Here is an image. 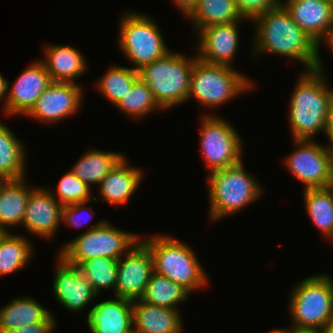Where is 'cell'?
<instances>
[{
  "label": "cell",
  "instance_id": "6da1fadb",
  "mask_svg": "<svg viewBox=\"0 0 333 333\" xmlns=\"http://www.w3.org/2000/svg\"><path fill=\"white\" fill-rule=\"evenodd\" d=\"M255 27L252 55L278 54L299 61L305 71L315 70L320 60L319 45L279 6L251 20Z\"/></svg>",
  "mask_w": 333,
  "mask_h": 333
},
{
  "label": "cell",
  "instance_id": "7a4b0ae2",
  "mask_svg": "<svg viewBox=\"0 0 333 333\" xmlns=\"http://www.w3.org/2000/svg\"><path fill=\"white\" fill-rule=\"evenodd\" d=\"M322 64L320 59L317 69L302 72L295 83L288 115L293 140H312L319 132L324 133L333 89H329Z\"/></svg>",
  "mask_w": 333,
  "mask_h": 333
},
{
  "label": "cell",
  "instance_id": "3957f363",
  "mask_svg": "<svg viewBox=\"0 0 333 333\" xmlns=\"http://www.w3.org/2000/svg\"><path fill=\"white\" fill-rule=\"evenodd\" d=\"M140 237L152 255L154 272L168 277L191 294L209 284L208 274L186 243L163 234Z\"/></svg>",
  "mask_w": 333,
  "mask_h": 333
},
{
  "label": "cell",
  "instance_id": "277c9868",
  "mask_svg": "<svg viewBox=\"0 0 333 333\" xmlns=\"http://www.w3.org/2000/svg\"><path fill=\"white\" fill-rule=\"evenodd\" d=\"M245 170L242 160L237 165L207 174L210 221L233 215L262 196V184Z\"/></svg>",
  "mask_w": 333,
  "mask_h": 333
},
{
  "label": "cell",
  "instance_id": "5b68a950",
  "mask_svg": "<svg viewBox=\"0 0 333 333\" xmlns=\"http://www.w3.org/2000/svg\"><path fill=\"white\" fill-rule=\"evenodd\" d=\"M196 59L197 54L188 57L182 52L169 51L138 70L139 77L151 89L163 111L188 102L191 73Z\"/></svg>",
  "mask_w": 333,
  "mask_h": 333
},
{
  "label": "cell",
  "instance_id": "8992f818",
  "mask_svg": "<svg viewBox=\"0 0 333 333\" xmlns=\"http://www.w3.org/2000/svg\"><path fill=\"white\" fill-rule=\"evenodd\" d=\"M291 327L299 331H324L333 317V278L312 275L299 281L289 293Z\"/></svg>",
  "mask_w": 333,
  "mask_h": 333
},
{
  "label": "cell",
  "instance_id": "52a82bcc",
  "mask_svg": "<svg viewBox=\"0 0 333 333\" xmlns=\"http://www.w3.org/2000/svg\"><path fill=\"white\" fill-rule=\"evenodd\" d=\"M253 82L234 67L210 64L197 58L192 68L188 101L193 97L200 106L216 109L254 89Z\"/></svg>",
  "mask_w": 333,
  "mask_h": 333
},
{
  "label": "cell",
  "instance_id": "ba28073f",
  "mask_svg": "<svg viewBox=\"0 0 333 333\" xmlns=\"http://www.w3.org/2000/svg\"><path fill=\"white\" fill-rule=\"evenodd\" d=\"M109 222L99 220L97 224L62 244L57 254L74 266L96 257L118 260L140 240L141 235L118 229Z\"/></svg>",
  "mask_w": 333,
  "mask_h": 333
},
{
  "label": "cell",
  "instance_id": "9c48e42d",
  "mask_svg": "<svg viewBox=\"0 0 333 333\" xmlns=\"http://www.w3.org/2000/svg\"><path fill=\"white\" fill-rule=\"evenodd\" d=\"M120 18L117 44L134 70L138 71L170 51L160 27L151 16L131 10Z\"/></svg>",
  "mask_w": 333,
  "mask_h": 333
},
{
  "label": "cell",
  "instance_id": "30bf717a",
  "mask_svg": "<svg viewBox=\"0 0 333 333\" xmlns=\"http://www.w3.org/2000/svg\"><path fill=\"white\" fill-rule=\"evenodd\" d=\"M201 119L199 144L208 173L239 164L243 160V141L238 131L212 112Z\"/></svg>",
  "mask_w": 333,
  "mask_h": 333
},
{
  "label": "cell",
  "instance_id": "8fae6325",
  "mask_svg": "<svg viewBox=\"0 0 333 333\" xmlns=\"http://www.w3.org/2000/svg\"><path fill=\"white\" fill-rule=\"evenodd\" d=\"M293 141L297 147L283 161L287 171L303 183V189L327 188L333 179L329 144L323 146L314 139Z\"/></svg>",
  "mask_w": 333,
  "mask_h": 333
},
{
  "label": "cell",
  "instance_id": "7c38bea8",
  "mask_svg": "<svg viewBox=\"0 0 333 333\" xmlns=\"http://www.w3.org/2000/svg\"><path fill=\"white\" fill-rule=\"evenodd\" d=\"M153 258L149 248L139 240L118 259L115 297L130 301L140 300L152 273Z\"/></svg>",
  "mask_w": 333,
  "mask_h": 333
},
{
  "label": "cell",
  "instance_id": "4fadbf2b",
  "mask_svg": "<svg viewBox=\"0 0 333 333\" xmlns=\"http://www.w3.org/2000/svg\"><path fill=\"white\" fill-rule=\"evenodd\" d=\"M78 85L70 82H52L25 116L44 124H56L62 119L74 116L81 109L84 93Z\"/></svg>",
  "mask_w": 333,
  "mask_h": 333
},
{
  "label": "cell",
  "instance_id": "5bb4252c",
  "mask_svg": "<svg viewBox=\"0 0 333 333\" xmlns=\"http://www.w3.org/2000/svg\"><path fill=\"white\" fill-rule=\"evenodd\" d=\"M51 83L50 75L40 59L30 63L11 87L8 82L7 97L2 101L5 115L25 116Z\"/></svg>",
  "mask_w": 333,
  "mask_h": 333
},
{
  "label": "cell",
  "instance_id": "9a60e30c",
  "mask_svg": "<svg viewBox=\"0 0 333 333\" xmlns=\"http://www.w3.org/2000/svg\"><path fill=\"white\" fill-rule=\"evenodd\" d=\"M56 261L58 265L52 283L54 297L72 313L84 310L98 294L78 266L67 263L60 255Z\"/></svg>",
  "mask_w": 333,
  "mask_h": 333
},
{
  "label": "cell",
  "instance_id": "2e32d148",
  "mask_svg": "<svg viewBox=\"0 0 333 333\" xmlns=\"http://www.w3.org/2000/svg\"><path fill=\"white\" fill-rule=\"evenodd\" d=\"M241 22L242 20L200 29L196 36L199 43L195 44L197 58L206 63L233 67L240 43L238 26Z\"/></svg>",
  "mask_w": 333,
  "mask_h": 333
},
{
  "label": "cell",
  "instance_id": "e0dca14e",
  "mask_svg": "<svg viewBox=\"0 0 333 333\" xmlns=\"http://www.w3.org/2000/svg\"><path fill=\"white\" fill-rule=\"evenodd\" d=\"M62 207L48 187L36 186L28 197L21 226L34 236L49 241L56 236L58 228L62 224Z\"/></svg>",
  "mask_w": 333,
  "mask_h": 333
},
{
  "label": "cell",
  "instance_id": "ac0fdd59",
  "mask_svg": "<svg viewBox=\"0 0 333 333\" xmlns=\"http://www.w3.org/2000/svg\"><path fill=\"white\" fill-rule=\"evenodd\" d=\"M285 9L319 46L333 31V5L326 0H296Z\"/></svg>",
  "mask_w": 333,
  "mask_h": 333
},
{
  "label": "cell",
  "instance_id": "d6986e66",
  "mask_svg": "<svg viewBox=\"0 0 333 333\" xmlns=\"http://www.w3.org/2000/svg\"><path fill=\"white\" fill-rule=\"evenodd\" d=\"M114 298L91 307L86 321L92 333H126L133 328L132 301Z\"/></svg>",
  "mask_w": 333,
  "mask_h": 333
},
{
  "label": "cell",
  "instance_id": "ffe728a7",
  "mask_svg": "<svg viewBox=\"0 0 333 333\" xmlns=\"http://www.w3.org/2000/svg\"><path fill=\"white\" fill-rule=\"evenodd\" d=\"M124 156L98 185L102 202L126 204L143 181L141 168L131 167ZM106 200V201H105Z\"/></svg>",
  "mask_w": 333,
  "mask_h": 333
},
{
  "label": "cell",
  "instance_id": "44dd1931",
  "mask_svg": "<svg viewBox=\"0 0 333 333\" xmlns=\"http://www.w3.org/2000/svg\"><path fill=\"white\" fill-rule=\"evenodd\" d=\"M44 58L41 61L46 67L52 82L76 83L87 71V60L84 55L71 45H45Z\"/></svg>",
  "mask_w": 333,
  "mask_h": 333
},
{
  "label": "cell",
  "instance_id": "7402d4cb",
  "mask_svg": "<svg viewBox=\"0 0 333 333\" xmlns=\"http://www.w3.org/2000/svg\"><path fill=\"white\" fill-rule=\"evenodd\" d=\"M133 328L139 333H182L179 310L158 307L141 300L132 302Z\"/></svg>",
  "mask_w": 333,
  "mask_h": 333
},
{
  "label": "cell",
  "instance_id": "603a6c76",
  "mask_svg": "<svg viewBox=\"0 0 333 333\" xmlns=\"http://www.w3.org/2000/svg\"><path fill=\"white\" fill-rule=\"evenodd\" d=\"M35 188L21 179L0 180V226L20 227L30 192Z\"/></svg>",
  "mask_w": 333,
  "mask_h": 333
},
{
  "label": "cell",
  "instance_id": "cb8c5ba5",
  "mask_svg": "<svg viewBox=\"0 0 333 333\" xmlns=\"http://www.w3.org/2000/svg\"><path fill=\"white\" fill-rule=\"evenodd\" d=\"M48 310L34 298H14L0 308V330L20 328L37 322H56V318Z\"/></svg>",
  "mask_w": 333,
  "mask_h": 333
},
{
  "label": "cell",
  "instance_id": "d4e9b609",
  "mask_svg": "<svg viewBox=\"0 0 333 333\" xmlns=\"http://www.w3.org/2000/svg\"><path fill=\"white\" fill-rule=\"evenodd\" d=\"M185 18H189L194 25L195 34L211 25L248 20L239 12L235 0H197L196 6Z\"/></svg>",
  "mask_w": 333,
  "mask_h": 333
},
{
  "label": "cell",
  "instance_id": "484cf974",
  "mask_svg": "<svg viewBox=\"0 0 333 333\" xmlns=\"http://www.w3.org/2000/svg\"><path fill=\"white\" fill-rule=\"evenodd\" d=\"M25 146L0 120V180L26 177Z\"/></svg>",
  "mask_w": 333,
  "mask_h": 333
},
{
  "label": "cell",
  "instance_id": "4316f807",
  "mask_svg": "<svg viewBox=\"0 0 333 333\" xmlns=\"http://www.w3.org/2000/svg\"><path fill=\"white\" fill-rule=\"evenodd\" d=\"M124 157V154L99 149H90L81 156L70 171L89 188L99 185L107 174Z\"/></svg>",
  "mask_w": 333,
  "mask_h": 333
},
{
  "label": "cell",
  "instance_id": "83f0119b",
  "mask_svg": "<svg viewBox=\"0 0 333 333\" xmlns=\"http://www.w3.org/2000/svg\"><path fill=\"white\" fill-rule=\"evenodd\" d=\"M190 293L168 277L153 272L141 301L158 307L179 310L178 305L186 302Z\"/></svg>",
  "mask_w": 333,
  "mask_h": 333
},
{
  "label": "cell",
  "instance_id": "f1b7e54d",
  "mask_svg": "<svg viewBox=\"0 0 333 333\" xmlns=\"http://www.w3.org/2000/svg\"><path fill=\"white\" fill-rule=\"evenodd\" d=\"M307 214L327 238L333 233V195L328 188L303 189Z\"/></svg>",
  "mask_w": 333,
  "mask_h": 333
},
{
  "label": "cell",
  "instance_id": "f546056e",
  "mask_svg": "<svg viewBox=\"0 0 333 333\" xmlns=\"http://www.w3.org/2000/svg\"><path fill=\"white\" fill-rule=\"evenodd\" d=\"M139 78V72L132 67L111 66L95 81L98 93L115 106Z\"/></svg>",
  "mask_w": 333,
  "mask_h": 333
},
{
  "label": "cell",
  "instance_id": "4dcf8cb0",
  "mask_svg": "<svg viewBox=\"0 0 333 333\" xmlns=\"http://www.w3.org/2000/svg\"><path fill=\"white\" fill-rule=\"evenodd\" d=\"M22 234L9 233L0 244V277L24 269L31 260L33 246Z\"/></svg>",
  "mask_w": 333,
  "mask_h": 333
},
{
  "label": "cell",
  "instance_id": "1f68e13d",
  "mask_svg": "<svg viewBox=\"0 0 333 333\" xmlns=\"http://www.w3.org/2000/svg\"><path fill=\"white\" fill-rule=\"evenodd\" d=\"M115 107L134 120L142 119V117L148 116L155 110H163L155 100L151 89L140 77L134 82L131 89L122 96Z\"/></svg>",
  "mask_w": 333,
  "mask_h": 333
},
{
  "label": "cell",
  "instance_id": "d6a6232c",
  "mask_svg": "<svg viewBox=\"0 0 333 333\" xmlns=\"http://www.w3.org/2000/svg\"><path fill=\"white\" fill-rule=\"evenodd\" d=\"M78 267L98 295L103 289H113L115 293L118 260L96 257L83 261Z\"/></svg>",
  "mask_w": 333,
  "mask_h": 333
},
{
  "label": "cell",
  "instance_id": "836d02e7",
  "mask_svg": "<svg viewBox=\"0 0 333 333\" xmlns=\"http://www.w3.org/2000/svg\"><path fill=\"white\" fill-rule=\"evenodd\" d=\"M57 190L48 188L54 198L62 205H69L81 202H96L99 198H91V191L84 182H82L70 170L63 174L58 183ZM55 192V193H54Z\"/></svg>",
  "mask_w": 333,
  "mask_h": 333
},
{
  "label": "cell",
  "instance_id": "e575fe53",
  "mask_svg": "<svg viewBox=\"0 0 333 333\" xmlns=\"http://www.w3.org/2000/svg\"><path fill=\"white\" fill-rule=\"evenodd\" d=\"M89 202L74 203L69 205H64L62 207V217L61 222L66 223L67 226L82 227L88 223V219L91 221L94 216V211L91 207H85L84 205ZM91 208V209H90ZM93 211V212H92ZM89 213V214H88ZM90 215V216H89ZM84 216V217H83Z\"/></svg>",
  "mask_w": 333,
  "mask_h": 333
},
{
  "label": "cell",
  "instance_id": "d590c367",
  "mask_svg": "<svg viewBox=\"0 0 333 333\" xmlns=\"http://www.w3.org/2000/svg\"><path fill=\"white\" fill-rule=\"evenodd\" d=\"M235 2L241 15L249 21L280 6L279 0H235Z\"/></svg>",
  "mask_w": 333,
  "mask_h": 333
},
{
  "label": "cell",
  "instance_id": "8d00e7d4",
  "mask_svg": "<svg viewBox=\"0 0 333 333\" xmlns=\"http://www.w3.org/2000/svg\"><path fill=\"white\" fill-rule=\"evenodd\" d=\"M56 326V322H37L20 328L0 330V333H52Z\"/></svg>",
  "mask_w": 333,
  "mask_h": 333
},
{
  "label": "cell",
  "instance_id": "74e56055",
  "mask_svg": "<svg viewBox=\"0 0 333 333\" xmlns=\"http://www.w3.org/2000/svg\"><path fill=\"white\" fill-rule=\"evenodd\" d=\"M324 134L326 135L327 139L329 140L328 141L330 143L329 147H332L333 146V97L331 99V102H330V105L328 108Z\"/></svg>",
  "mask_w": 333,
  "mask_h": 333
},
{
  "label": "cell",
  "instance_id": "f35d334b",
  "mask_svg": "<svg viewBox=\"0 0 333 333\" xmlns=\"http://www.w3.org/2000/svg\"><path fill=\"white\" fill-rule=\"evenodd\" d=\"M178 10L186 17L196 6L197 0H173Z\"/></svg>",
  "mask_w": 333,
  "mask_h": 333
},
{
  "label": "cell",
  "instance_id": "ab89813d",
  "mask_svg": "<svg viewBox=\"0 0 333 333\" xmlns=\"http://www.w3.org/2000/svg\"><path fill=\"white\" fill-rule=\"evenodd\" d=\"M7 87H8V80L3 77L0 72V100H6L7 97Z\"/></svg>",
  "mask_w": 333,
  "mask_h": 333
},
{
  "label": "cell",
  "instance_id": "60d3db41",
  "mask_svg": "<svg viewBox=\"0 0 333 333\" xmlns=\"http://www.w3.org/2000/svg\"><path fill=\"white\" fill-rule=\"evenodd\" d=\"M267 333H299V330L294 328V327H289V328H275V329H272L270 330L269 332Z\"/></svg>",
  "mask_w": 333,
  "mask_h": 333
},
{
  "label": "cell",
  "instance_id": "b9f144b4",
  "mask_svg": "<svg viewBox=\"0 0 333 333\" xmlns=\"http://www.w3.org/2000/svg\"><path fill=\"white\" fill-rule=\"evenodd\" d=\"M322 43L323 44L326 43L327 48H329L330 52L332 51V54H333V31Z\"/></svg>",
  "mask_w": 333,
  "mask_h": 333
},
{
  "label": "cell",
  "instance_id": "7bdbcfd3",
  "mask_svg": "<svg viewBox=\"0 0 333 333\" xmlns=\"http://www.w3.org/2000/svg\"><path fill=\"white\" fill-rule=\"evenodd\" d=\"M11 232L4 227L0 226V244L5 239V237Z\"/></svg>",
  "mask_w": 333,
  "mask_h": 333
},
{
  "label": "cell",
  "instance_id": "ee69618b",
  "mask_svg": "<svg viewBox=\"0 0 333 333\" xmlns=\"http://www.w3.org/2000/svg\"><path fill=\"white\" fill-rule=\"evenodd\" d=\"M324 333H333V317L324 329Z\"/></svg>",
  "mask_w": 333,
  "mask_h": 333
},
{
  "label": "cell",
  "instance_id": "f6af8a7d",
  "mask_svg": "<svg viewBox=\"0 0 333 333\" xmlns=\"http://www.w3.org/2000/svg\"><path fill=\"white\" fill-rule=\"evenodd\" d=\"M284 0H279V4L282 7H285L288 3L296 1V0H286L285 2H283Z\"/></svg>",
  "mask_w": 333,
  "mask_h": 333
},
{
  "label": "cell",
  "instance_id": "bcb514c9",
  "mask_svg": "<svg viewBox=\"0 0 333 333\" xmlns=\"http://www.w3.org/2000/svg\"><path fill=\"white\" fill-rule=\"evenodd\" d=\"M327 188L329 189V191L332 193L333 195V179L331 181V183L327 186Z\"/></svg>",
  "mask_w": 333,
  "mask_h": 333
},
{
  "label": "cell",
  "instance_id": "7dc6e473",
  "mask_svg": "<svg viewBox=\"0 0 333 333\" xmlns=\"http://www.w3.org/2000/svg\"><path fill=\"white\" fill-rule=\"evenodd\" d=\"M299 333H324V331H299Z\"/></svg>",
  "mask_w": 333,
  "mask_h": 333
},
{
  "label": "cell",
  "instance_id": "c3c4849f",
  "mask_svg": "<svg viewBox=\"0 0 333 333\" xmlns=\"http://www.w3.org/2000/svg\"><path fill=\"white\" fill-rule=\"evenodd\" d=\"M126 333H139L135 328H131L128 332Z\"/></svg>",
  "mask_w": 333,
  "mask_h": 333
},
{
  "label": "cell",
  "instance_id": "681fc988",
  "mask_svg": "<svg viewBox=\"0 0 333 333\" xmlns=\"http://www.w3.org/2000/svg\"><path fill=\"white\" fill-rule=\"evenodd\" d=\"M331 150V156H332V173H333V146L330 147Z\"/></svg>",
  "mask_w": 333,
  "mask_h": 333
},
{
  "label": "cell",
  "instance_id": "f907efd6",
  "mask_svg": "<svg viewBox=\"0 0 333 333\" xmlns=\"http://www.w3.org/2000/svg\"><path fill=\"white\" fill-rule=\"evenodd\" d=\"M327 240L333 242V233L329 236V238Z\"/></svg>",
  "mask_w": 333,
  "mask_h": 333
},
{
  "label": "cell",
  "instance_id": "816d5d0a",
  "mask_svg": "<svg viewBox=\"0 0 333 333\" xmlns=\"http://www.w3.org/2000/svg\"><path fill=\"white\" fill-rule=\"evenodd\" d=\"M326 1L330 2L333 5V0H326Z\"/></svg>",
  "mask_w": 333,
  "mask_h": 333
}]
</instances>
